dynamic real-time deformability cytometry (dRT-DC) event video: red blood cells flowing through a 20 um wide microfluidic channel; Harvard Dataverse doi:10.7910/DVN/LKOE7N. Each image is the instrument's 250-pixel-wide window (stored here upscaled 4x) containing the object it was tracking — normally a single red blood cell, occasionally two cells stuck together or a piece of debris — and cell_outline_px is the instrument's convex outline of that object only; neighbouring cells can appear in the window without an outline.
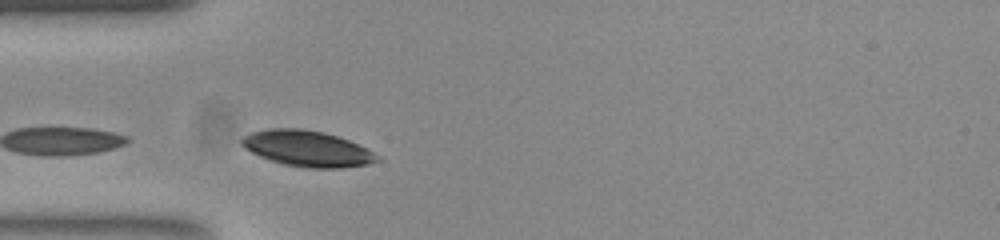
{"species": "common noctule bat (a hibernating species)", "species_latin": "Nyctalus noctula", "temperature_condition": "room temperature", "stored_images_in_passage": 30, "camera_frame_rate_fps": 3000, "um_per_image_px": 0.085, "animal": {"sex": "female", "body_mass_g": 23.0, "forearm_length_mm": 53.4}, "frame": {"image": 1, "passage_image": 1, "time_ms": 0.0, "image_size_px": [1000, 240], "cell_outline_px": [[380, 160], [368, 164], [344, 168], [304, 168], [284, 164], [260, 156], [244, 148], [240, 144], [240, 140], [244, 136], [252, 132], [272, 128], [300, 128], [324, 132], [348, 140], [372, 152]], "centroid_in_image_um": [26.08, 12.63], "position_along_channel_um": 58.9, "area_um2": 28.03}, "authors_computed_cell_mechanics": {"area_um2": 20.9814, "velocity_mm_per_s": 3.6882, "shape_relaxation_time_tau1_ms": 1.1429, "shape_relaxation_time_tau2_ms": 1.226, "deformation_change_tau1": 0.0461, "deformation_change_tau2": 0.0338}}